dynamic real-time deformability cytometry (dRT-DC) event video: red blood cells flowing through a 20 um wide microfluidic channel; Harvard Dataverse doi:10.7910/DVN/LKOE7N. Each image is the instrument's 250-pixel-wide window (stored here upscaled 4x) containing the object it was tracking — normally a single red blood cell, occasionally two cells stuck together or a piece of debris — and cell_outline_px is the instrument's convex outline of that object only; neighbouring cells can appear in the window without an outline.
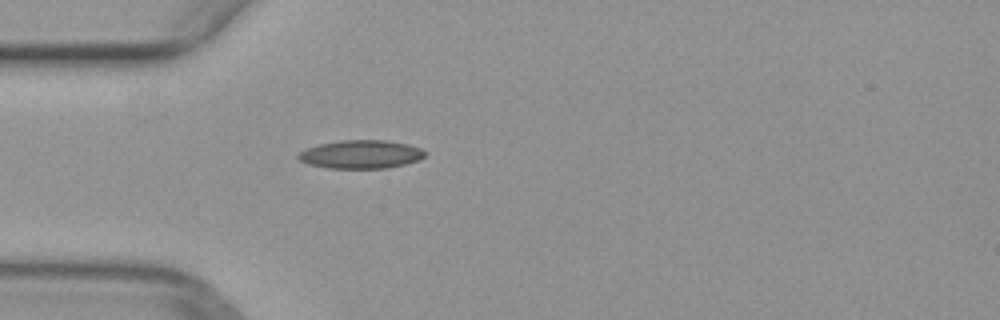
{"species": "common noctule bat (a hibernating species)", "species_latin": "Nyctalus noctula", "temperature_condition": "warm", "stored_images_in_passage": 27, "camera_frame_rate_fps": 3000, "um_per_image_px": 0.085, "animal": {"sex": "female", "body_mass_g": 29.2, "forearm_length_mm": 56.3}, "frame": {"image": 1, "passage_image": 1, "time_ms": 0.0, "image_size_px": [1000, 320], "cell_outline_px": [[424, 156], [420, 160], [404, 164], [384, 168], [328, 168], [308, 164], [300, 160], [296, 156], [300, 152], [308, 148], [320, 144], [340, 140], [384, 140], [408, 144], [420, 148], [424, 152]], "centroid_in_image_um": [30.67, 13.12], "position_along_channel_um": 54.3, "area_um2": 20.75}}
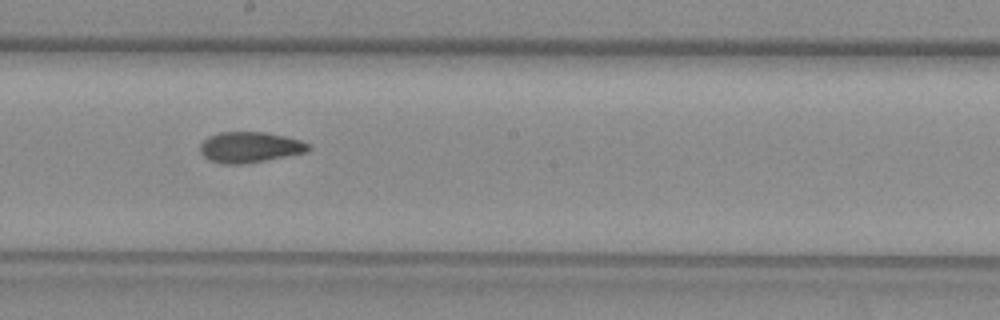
{"frame": {"image": 2, "passage_image": 14, "time_ms": 4.333, "image_size_px": [1000, 320], "cell_outline_px": [[312, 148], [308, 152], [244, 164], [224, 164], [208, 160], [200, 152], [200, 144], [208, 136], [220, 132], [264, 132], [284, 136], [300, 140], [308, 144]], "centroid_in_image_um": [21.22, 12.52], "position_along_channel_um": 227.0, "area_um2": 19.42}}
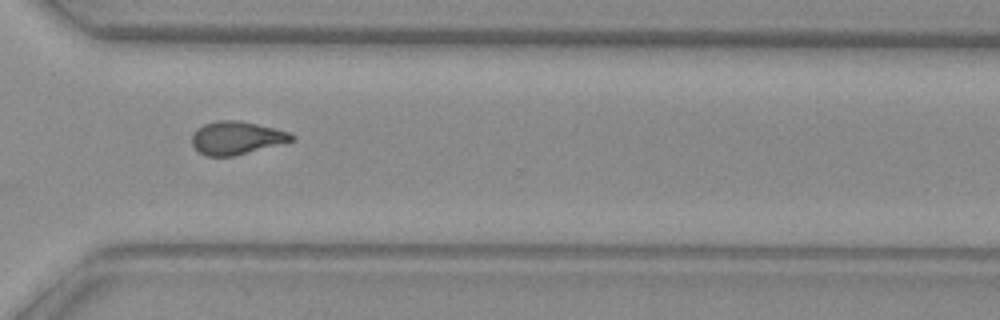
{"frame": {"image": 3, "passage_image": 23, "time_ms": 7.333, "image_size_px": [1000, 320], "cell_outline_px": [[296, 140], [232, 156], [204, 156], [192, 144], [192, 132], [196, 128], [204, 124], [220, 120], [236, 120], [256, 124], [288, 132], [296, 136]], "centroid_in_image_um": [20.08, 11.72], "position_along_channel_um": 350.5, "area_um2": 19.02}}